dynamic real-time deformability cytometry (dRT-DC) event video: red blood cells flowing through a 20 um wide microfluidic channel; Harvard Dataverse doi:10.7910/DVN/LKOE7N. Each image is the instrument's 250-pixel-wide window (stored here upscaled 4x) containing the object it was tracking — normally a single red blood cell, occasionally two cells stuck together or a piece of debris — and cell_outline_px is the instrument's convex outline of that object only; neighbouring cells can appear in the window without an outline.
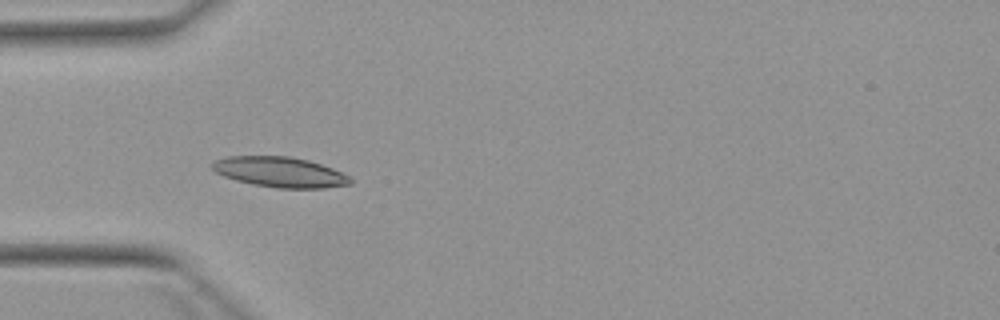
{"species": "Egyptian fruit bat (a non-hibernating species)", "species_latin": "Rousettus aegyptiacus", "temperature_condition": "warm", "stored_images_in_passage": 5, "camera_frame_rate_fps": 3000, "um_per_image_px": 0.085, "animal": {"sex": "female"}, "frame": {"image": 1, "passage_image": 4, "time_ms": 4.667, "image_size_px": [1000, 320], "cell_outline_px": [[352, 184], [324, 188], [276, 188], [252, 184], [236, 180], [224, 176], [216, 172], [212, 168], [212, 160], [228, 156], [288, 156], [308, 160], [332, 168], [352, 176]], "centroid_in_image_um": [23.81, 14.63], "position_along_channel_um": 61.2, "area_um2": 24.51}}
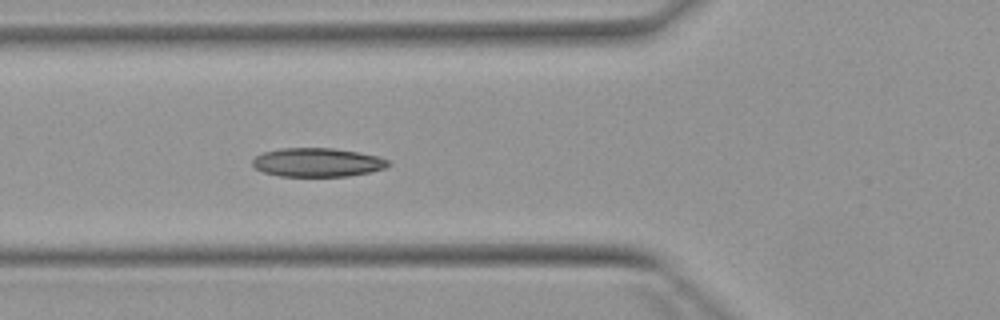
{"frame": {"image": 2, "passage_image": 5, "time_ms": 5.667, "image_size_px": [1000, 320], "cell_outline_px": [[392, 164], [384, 168], [368, 172], [348, 176], [280, 176], [264, 172], [256, 168], [252, 164], [252, 160], [256, 156], [264, 152], [280, 148], [332, 148], [360, 152], [376, 156], [388, 160]], "centroid_in_image_um": [26.98, 13.8], "position_along_channel_um": 98.8, "area_um2": 22.66}}